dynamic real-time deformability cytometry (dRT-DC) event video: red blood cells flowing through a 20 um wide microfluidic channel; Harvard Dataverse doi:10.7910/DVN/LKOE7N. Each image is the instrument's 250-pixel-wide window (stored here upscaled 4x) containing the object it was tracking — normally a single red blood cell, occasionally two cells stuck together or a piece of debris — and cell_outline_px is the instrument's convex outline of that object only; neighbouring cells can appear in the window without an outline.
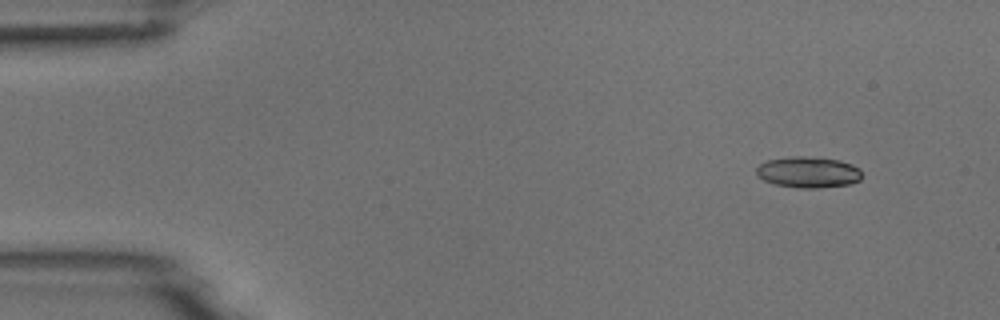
{"species": "common noctule bat (a hibernating species)", "species_latin": "Nyctalus noctula", "temperature_condition": "room temperature", "stored_images_in_passage": 5, "camera_frame_rate_fps": 3000, "um_per_image_px": 0.085, "animal": {"sex": "male", "body_mass_g": 18.8}, "frame": {"image": 1, "passage_image": 1, "time_ms": 0.0, "image_size_px": [1000, 320], "cell_outline_px": [[860, 180], [848, 184], [816, 188], [796, 188], [776, 184], [764, 180], [756, 172], [756, 168], [760, 164], [768, 160], [796, 156], [800, 156], [840, 160], [852, 164], [860, 168]], "centroid_in_image_um": [68.71, 14.64], "position_along_channel_um": 16.3, "area_um2": 18.84}}
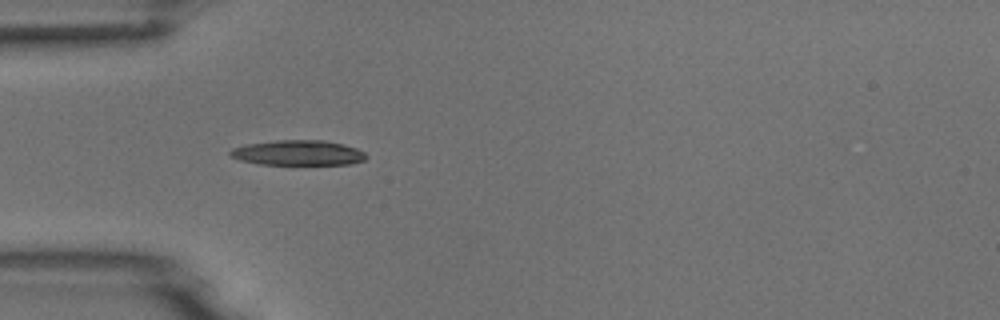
{"frame": {"image": 2, "passage_image": 4, "time_ms": 3.667, "image_size_px": [1000, 320], "cell_outline_px": [[368, 156], [364, 160], [352, 164], [260, 164], [240, 160], [228, 156], [228, 152], [232, 148], [248, 144], [276, 140], [324, 140], [344, 144], [356, 148], [364, 152]], "centroid_in_image_um": [25.33, 12.98], "position_along_channel_um": 59.7, "area_um2": 19.94}}